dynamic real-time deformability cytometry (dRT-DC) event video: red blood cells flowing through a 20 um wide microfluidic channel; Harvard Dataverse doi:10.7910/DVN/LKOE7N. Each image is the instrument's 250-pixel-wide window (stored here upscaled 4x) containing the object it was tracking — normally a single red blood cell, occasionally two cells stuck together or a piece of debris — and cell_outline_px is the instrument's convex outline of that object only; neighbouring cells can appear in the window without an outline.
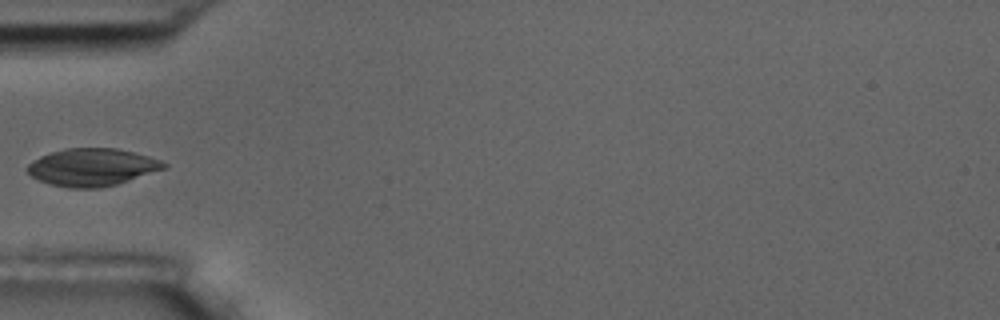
{"species": "common noctule bat (a hibernating species)", "species_latin": "Nyctalus noctula", "temperature_condition": "room temperature", "stored_images_in_passage": 5, "camera_frame_rate_fps": 3000, "um_per_image_px": 0.085, "animal": {"sex": "male", "body_mass_g": 17.5, "forearm_length_mm": 52.3}, "frame": {"image": 1, "passage_image": 5, "time_ms": 4.667, "image_size_px": [1000, 320], "cell_outline_px": [[168, 168], [116, 184], [100, 188], [68, 188], [52, 184], [40, 180], [32, 176], [24, 168], [28, 164], [40, 156], [64, 148], [116, 148], [148, 156], [160, 160], [168, 164]], "centroid_in_image_um": [7.84, 14.21], "position_along_channel_um": 77.2, "area_um2": 29.77}}